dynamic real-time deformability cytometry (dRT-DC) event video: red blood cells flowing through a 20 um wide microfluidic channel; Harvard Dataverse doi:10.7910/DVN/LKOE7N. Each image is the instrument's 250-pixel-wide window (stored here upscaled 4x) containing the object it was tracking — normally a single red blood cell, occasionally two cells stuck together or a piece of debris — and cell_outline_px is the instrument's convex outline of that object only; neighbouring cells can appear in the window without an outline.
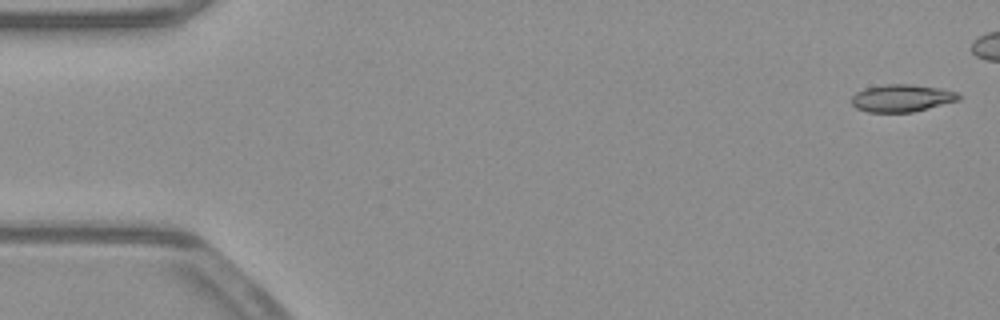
{"species": "common noctule bat (a hibernating species)", "species_latin": "Nyctalus noctula", "temperature_condition": "warm", "stored_images_in_passage": 10, "camera_frame_rate_fps": 3000, "um_per_image_px": 0.085, "animal": {"sex": "male", "body_mass_g": 23.1, "forearm_length_mm": 52.7}, "frame": {"image": 1, "passage_image": 2, "time_ms": 0.333, "image_size_px": [1000, 320], "cell_outline_px": [[964, 96], [960, 100], [912, 112], [868, 112], [856, 108], [852, 104], [852, 96], [856, 92], [864, 88], [884, 84], [908, 84], [940, 88], [956, 92]], "centroid_in_image_um": [76.66, 8.33], "position_along_channel_um": 8.3, "area_um2": 17.17}}